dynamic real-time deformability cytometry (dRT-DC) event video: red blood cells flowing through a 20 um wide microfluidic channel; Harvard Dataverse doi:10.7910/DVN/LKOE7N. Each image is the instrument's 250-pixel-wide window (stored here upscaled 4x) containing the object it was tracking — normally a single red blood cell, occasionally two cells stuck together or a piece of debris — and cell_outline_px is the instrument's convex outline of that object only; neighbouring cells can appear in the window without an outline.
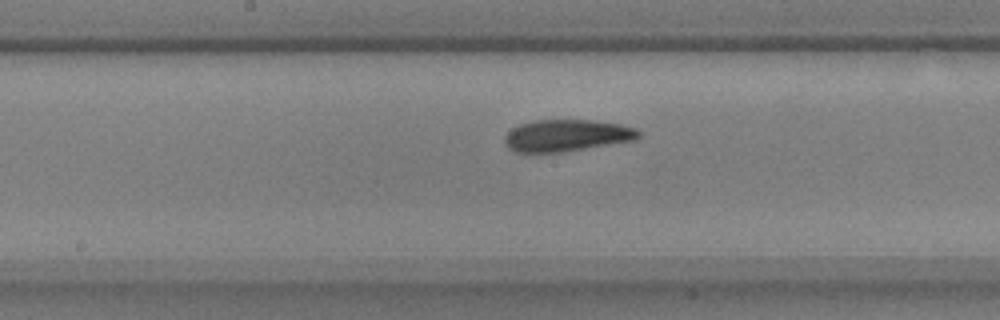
{"species": "common noctule bat (a hibernating species)", "species_latin": "Nyctalus noctula", "temperature_condition": "warm", "stored_images_in_passage": 16, "camera_frame_rate_fps": 3000, "um_per_image_px": 0.085, "animal": {"sex": "male", "body_mass_g": 17.9, "forearm_length_mm": 54.2}, "frame": {"image": 1, "passage_image": 15, "time_ms": 4.667, "image_size_px": [1000, 320], "cell_outline_px": [[640, 136], [636, 140], [564, 152], [516, 152], [508, 148], [504, 144], [504, 136], [512, 128], [520, 124], [536, 120], [592, 120], [620, 124], [632, 128], [640, 132]], "centroid_in_image_um": [48.14, 11.52], "position_along_channel_um": 200.1, "area_um2": 24.85}}